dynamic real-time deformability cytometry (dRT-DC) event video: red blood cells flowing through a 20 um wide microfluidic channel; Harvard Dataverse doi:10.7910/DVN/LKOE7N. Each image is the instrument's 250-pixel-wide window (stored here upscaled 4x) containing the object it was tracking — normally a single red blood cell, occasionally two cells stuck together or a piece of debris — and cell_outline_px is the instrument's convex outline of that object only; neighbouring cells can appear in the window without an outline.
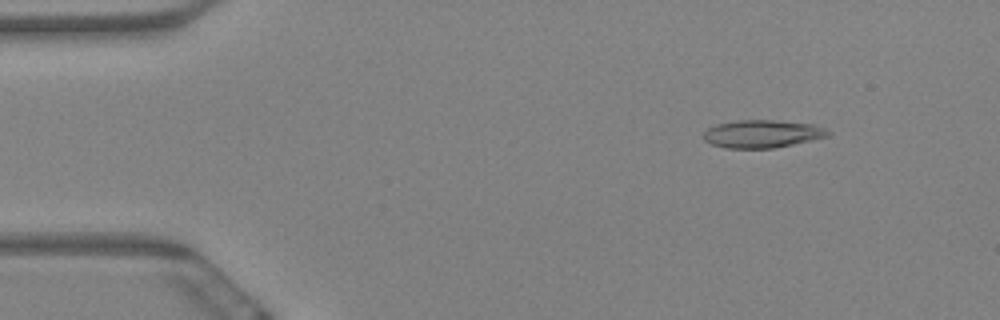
{"species": "Egyptian fruit bat (a non-hibernating species)", "species_latin": "Rousettus aegyptiacus", "temperature_condition": "warm", "stored_images_in_passage": 5, "camera_frame_rate_fps": 3000, "um_per_image_px": 0.085, "animal": {"sex": "female"}, "frame": {"image": 1, "passage_image": 2, "time_ms": 0.333, "image_size_px": [1000, 320], "cell_outline_px": [[832, 132], [828, 136], [792, 144], [772, 148], [728, 148], [712, 144], [704, 140], [704, 132], [708, 128], [716, 124], [736, 120], [776, 120], [812, 124], [824, 128]], "centroid_in_image_um": [64.78, 11.37], "position_along_channel_um": 20.2, "area_um2": 20.0}}
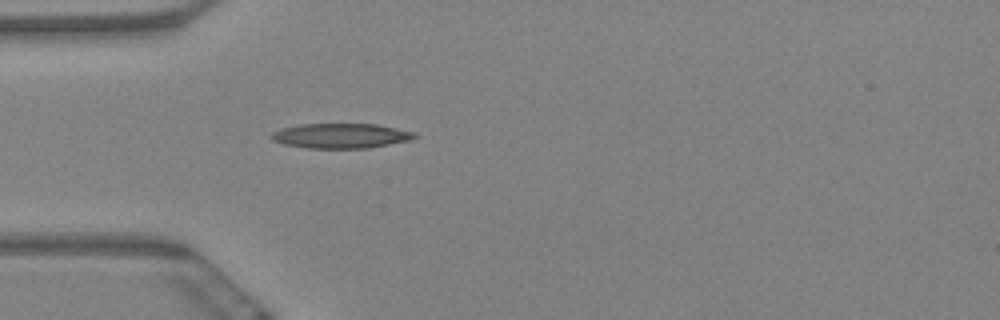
{"frame": {"image": 2, "passage_image": 5, "time_ms": 1.333, "image_size_px": [1000, 320], "cell_outline_px": [[420, 136], [412, 140], [368, 148], [308, 148], [284, 144], [272, 140], [268, 136], [272, 132], [280, 128], [304, 124], [376, 124], [416, 132]], "centroid_in_image_um": [29.0, 11.54], "position_along_channel_um": 56.0, "area_um2": 20.92}}